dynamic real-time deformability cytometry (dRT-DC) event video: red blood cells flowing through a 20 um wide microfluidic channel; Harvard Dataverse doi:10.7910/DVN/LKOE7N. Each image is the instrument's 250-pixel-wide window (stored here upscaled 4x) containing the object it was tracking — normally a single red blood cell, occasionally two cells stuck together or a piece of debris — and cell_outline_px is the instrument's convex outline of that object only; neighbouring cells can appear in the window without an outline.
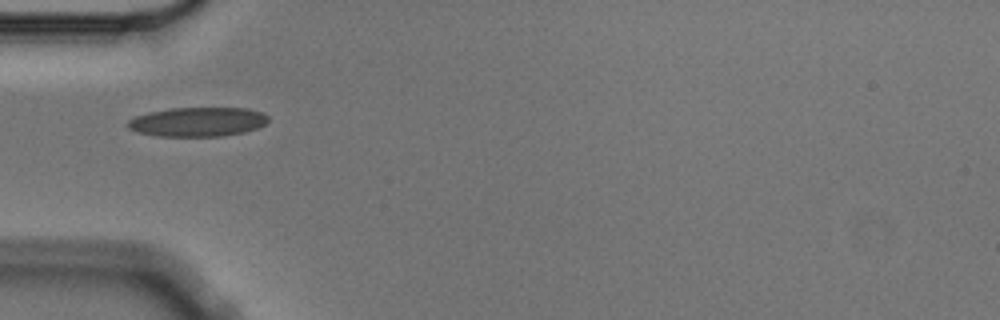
{"species": "Egyptian fruit bat (a non-hibernating species)", "species_latin": "Rousettus aegyptiacus", "temperature_condition": "cold", "stored_images_in_passage": 6, "camera_frame_rate_fps": 3000, "um_per_image_px": 0.085, "animal": {"sex": "male"}, "frame": {"image": 1, "passage_image": 2, "time_ms": 0.333, "image_size_px": [1000, 320], "cell_outline_px": [[268, 120], [260, 128], [244, 132], [224, 136], [156, 136], [136, 132], [128, 128], [124, 124], [128, 120], [136, 116], [148, 112], [168, 108], [248, 108], [264, 112], [268, 116]], "centroid_in_image_um": [16.79, 10.35], "position_along_channel_um": 68.2, "area_um2": 24.33}}
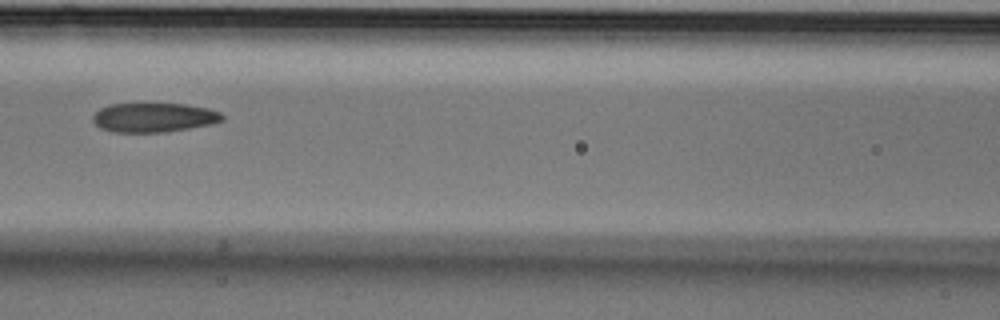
{"frame": {"image": 2, "passage_image": 4, "time_ms": 1.0, "image_size_px": [1000, 320], "cell_outline_px": [[224, 120], [212, 124], [168, 132], [112, 132], [100, 128], [92, 120], [92, 116], [100, 108], [108, 104], [144, 100], [184, 104], [208, 108], [220, 112], [224, 116]], "centroid_in_image_um": [13.05, 9.93], "position_along_channel_um": 153.6, "area_um2": 23.29}}
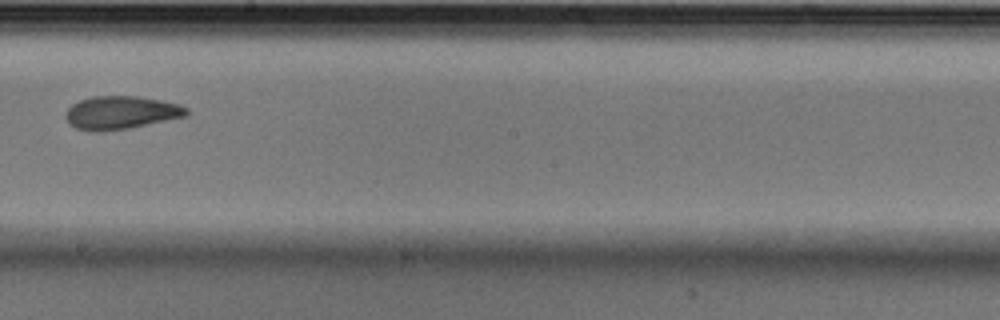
{"frame": {"image": 3, "passage_image": 6, "time_ms": 1.667, "image_size_px": [1000, 320], "cell_outline_px": [[188, 116], [128, 128], [104, 132], [88, 132], [76, 128], [68, 124], [64, 116], [64, 112], [72, 104], [80, 100], [92, 96], [136, 96], [160, 100], [180, 104], [188, 108]], "centroid_in_image_um": [10.24, 9.58], "position_along_channel_um": 238.0, "area_um2": 23.7}}